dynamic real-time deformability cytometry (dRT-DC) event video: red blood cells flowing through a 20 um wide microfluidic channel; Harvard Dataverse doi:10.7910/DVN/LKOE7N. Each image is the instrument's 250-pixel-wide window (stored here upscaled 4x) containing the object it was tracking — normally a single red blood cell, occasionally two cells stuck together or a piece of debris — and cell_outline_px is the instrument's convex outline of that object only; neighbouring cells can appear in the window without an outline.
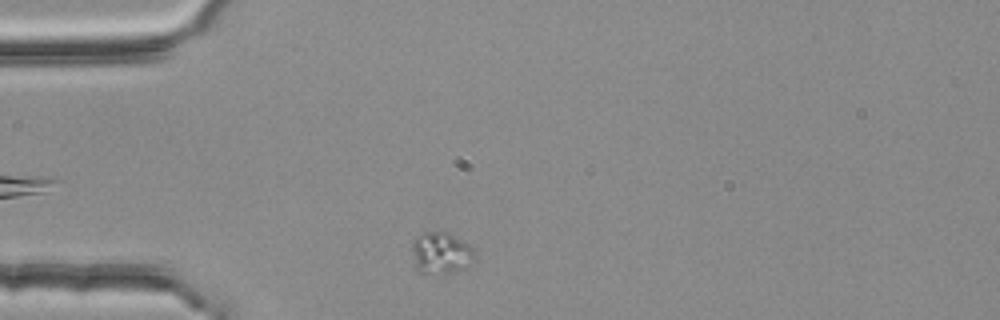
{"species": "common noctule bat (a hibernating species)", "species_latin": "Nyctalus noctula", "temperature_condition": "room temperature", "stored_images_in_passage": 6, "camera_frame_rate_fps": 3000, "um_per_image_px": 0.085, "animal": {"sex": "female", "body_mass_g": 25.1}, "frame": {"image": 1, "passage_image": 2, "time_ms": 0.333, "image_size_px": [1000, 320], "cell_outline_px": [[472, 256], [464, 268], [452, 272], [416, 272], [412, 248], [412, 240], [416, 236], [424, 232], [448, 232], [468, 244], [472, 248]], "centroid_in_image_um": [37.4, 21.47], "position_along_channel_um": 47.6, "area_um2": 14.68}}